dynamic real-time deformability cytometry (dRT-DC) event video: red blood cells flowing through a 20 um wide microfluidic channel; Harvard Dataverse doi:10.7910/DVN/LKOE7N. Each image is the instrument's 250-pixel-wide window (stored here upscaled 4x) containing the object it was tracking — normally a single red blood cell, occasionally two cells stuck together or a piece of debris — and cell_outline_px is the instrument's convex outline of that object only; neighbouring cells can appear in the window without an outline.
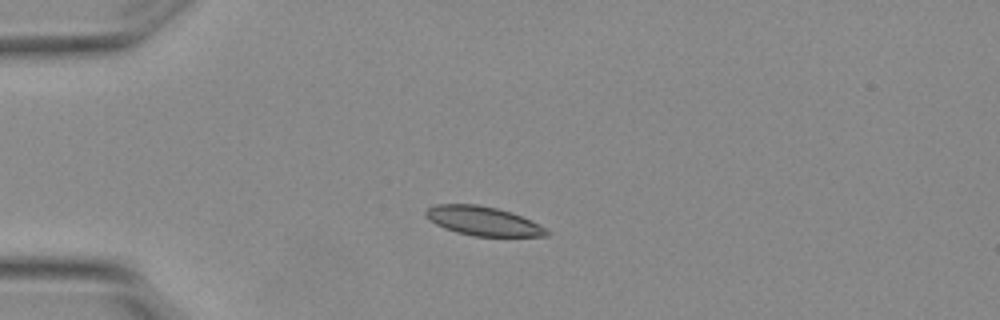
{"species": "Egyptian fruit bat (a non-hibernating species)", "species_latin": "Rousettus aegyptiacus", "temperature_condition": "warm", "stored_images_in_passage": 5, "camera_frame_rate_fps": 3000, "um_per_image_px": 0.085, "animal": {"sex": "female"}, "frame": {"image": 1, "passage_image": 1, "time_ms": 0.0, "image_size_px": [1000, 320], "cell_outline_px": [[552, 232], [548, 236], [472, 236], [456, 232], [444, 228], [428, 220], [424, 216], [424, 212], [428, 208], [436, 204], [476, 204], [496, 208], [512, 212], [548, 228]], "centroid_in_image_um": [41.07, 18.79], "position_along_channel_um": 43.9, "area_um2": 20.69}}
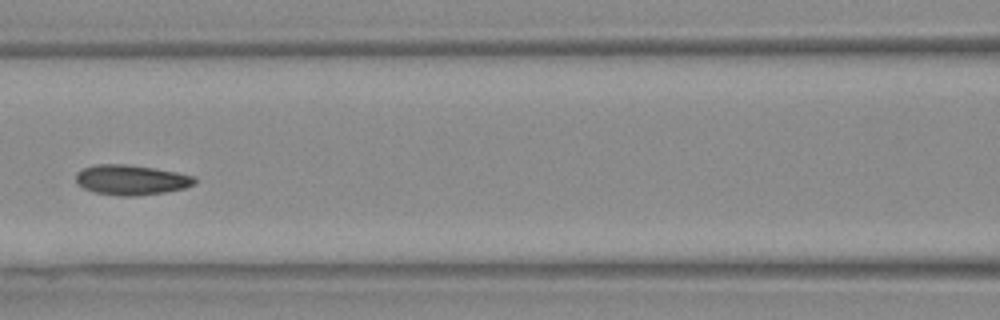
{"frame": {"image": 2, "passage_image": 4, "time_ms": 1.0, "image_size_px": [1000, 320], "cell_outline_px": [[196, 184], [184, 188], [164, 192], [136, 196], [120, 196], [96, 192], [84, 188], [76, 184], [76, 172], [84, 168], [96, 164], [128, 164], [176, 172], [196, 176]], "centroid_in_image_um": [11.15, 15.29], "position_along_channel_um": 155.4, "area_um2": 20.81}}
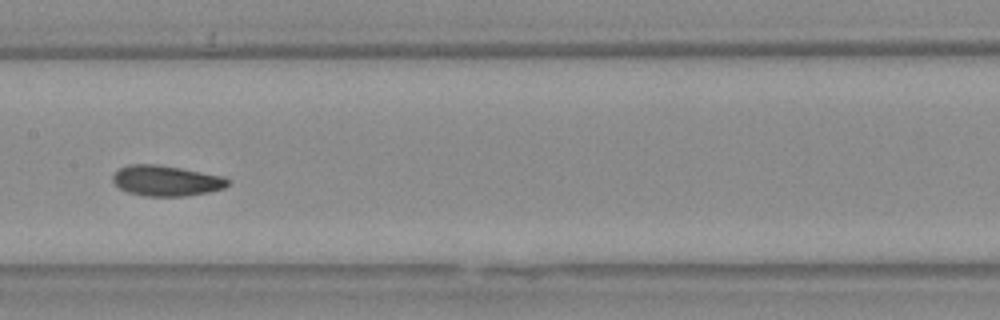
{"frame": {"image": 3, "passage_image": 5, "time_ms": 1.333, "image_size_px": [1000, 320], "cell_outline_px": [[232, 180], [224, 188], [208, 192], [184, 196], [144, 196], [128, 192], [120, 188], [112, 180], [112, 172], [128, 164], [156, 164], [180, 168], [224, 176]], "centroid_in_image_um": [14.12, 15.35], "position_along_channel_um": 193.3, "area_um2": 20.58}}